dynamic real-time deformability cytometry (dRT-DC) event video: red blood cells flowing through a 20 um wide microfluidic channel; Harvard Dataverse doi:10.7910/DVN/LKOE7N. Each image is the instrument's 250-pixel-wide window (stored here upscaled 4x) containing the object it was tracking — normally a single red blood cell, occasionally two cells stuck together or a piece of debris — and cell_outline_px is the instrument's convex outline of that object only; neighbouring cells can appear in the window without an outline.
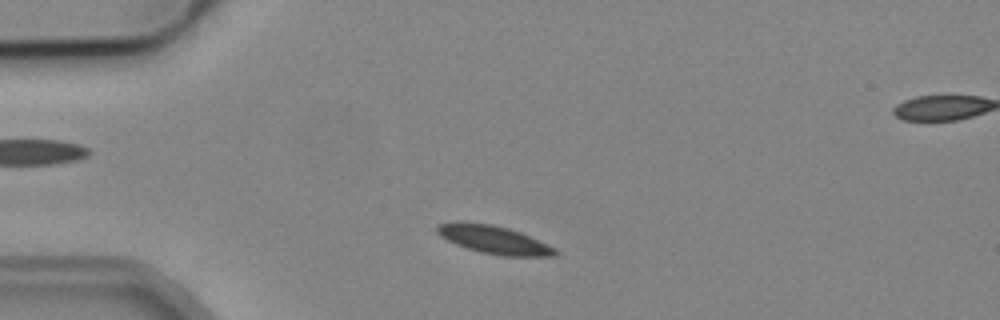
{"species": "common noctule bat (a hibernating species)", "species_latin": "Nyctalus noctula", "temperature_condition": "cold", "stored_images_in_passage": 2, "camera_frame_rate_fps": 3000, "um_per_image_px": 0.085, "animal": {"sex": "male", "body_mass_g": 19.2, "forearm_length_mm": 51.8}, "frame": {"image": 1, "passage_image": 1, "time_ms": 0.0, "image_size_px": [1000, 320], "cell_outline_px": [[560, 252], [556, 256], [500, 256], [480, 252], [456, 244], [440, 236], [436, 232], [436, 224], [452, 220], [460, 220], [492, 224], [508, 228], [520, 232], [556, 248]], "centroid_in_image_um": [41.93, 20.35], "position_along_channel_um": 43.1, "area_um2": 19.71}}